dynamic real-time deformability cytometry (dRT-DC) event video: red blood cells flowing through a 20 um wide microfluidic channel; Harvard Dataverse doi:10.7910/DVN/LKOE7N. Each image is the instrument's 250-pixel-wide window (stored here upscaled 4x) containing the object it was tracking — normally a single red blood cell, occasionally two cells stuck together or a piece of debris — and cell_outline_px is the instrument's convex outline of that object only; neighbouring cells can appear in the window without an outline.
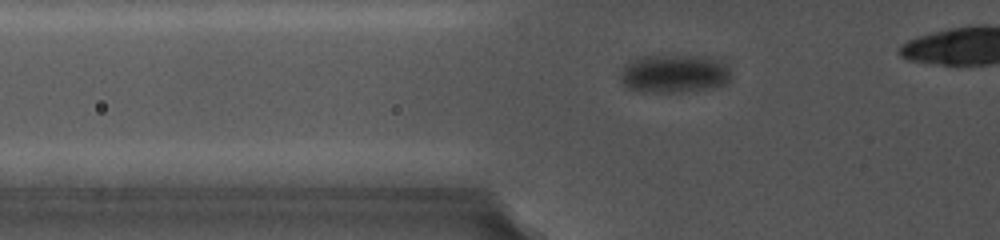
{"species": "common noctule bat (a hibernating species)", "species_latin": "Nyctalus noctula", "temperature_condition": "cold", "stored_images_in_passage": 28, "camera_frame_rate_fps": 5000, "um_per_image_px": 0.085, "animal": {"sex": "female", "body_mass_g": 19.0, "forearm_length_mm": 56.7}, "frame": {"image": 1, "passage_image": 5, "time_ms": 2.2, "image_size_px": [1000, 240], "cell_outline_px": [[728, 80], [724, 84], [712, 88], [680, 92], [640, 92], [624, 88], [620, 80], [620, 68], [624, 64], [636, 56], [708, 56], [720, 60], [728, 64]], "centroid_in_image_um": [57.21, 6.26], "position_along_channel_um": 68.6, "area_um2": 25.2}}
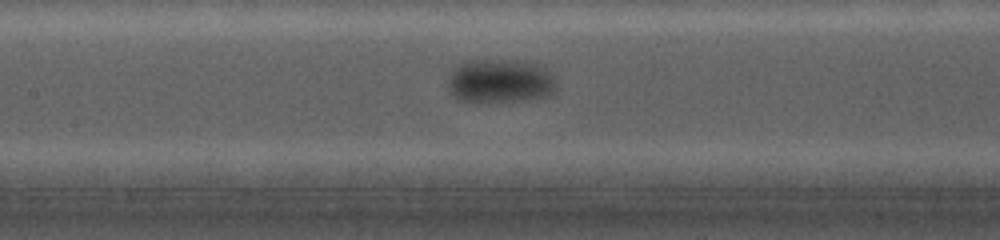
{"frame": {"image": 2, "passage_image": 11, "time_ms": 5.2, "image_size_px": [1000, 240], "cell_outline_px": [[556, 92], [548, 96], [516, 100], [460, 100], [452, 96], [448, 84], [448, 72], [456, 64], [464, 60], [524, 60], [548, 68], [556, 84]], "centroid_in_image_um": [42.49, 6.83], "position_along_channel_um": 164.9, "area_um2": 27.8}}
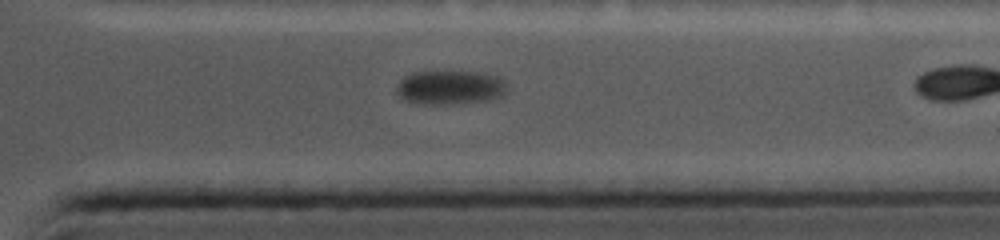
{"frame": {"image": 3, "passage_image": 23, "time_ms": 11.2, "image_size_px": [1000, 240], "cell_outline_px": [[508, 92], [492, 100], [452, 104], [424, 104], [404, 100], [396, 92], [396, 84], [404, 76], [412, 72], [484, 72], [496, 76], [508, 84]], "centroid_in_image_um": [38.28, 7.44], "position_along_channel_um": 373.1, "area_um2": 22.2}}